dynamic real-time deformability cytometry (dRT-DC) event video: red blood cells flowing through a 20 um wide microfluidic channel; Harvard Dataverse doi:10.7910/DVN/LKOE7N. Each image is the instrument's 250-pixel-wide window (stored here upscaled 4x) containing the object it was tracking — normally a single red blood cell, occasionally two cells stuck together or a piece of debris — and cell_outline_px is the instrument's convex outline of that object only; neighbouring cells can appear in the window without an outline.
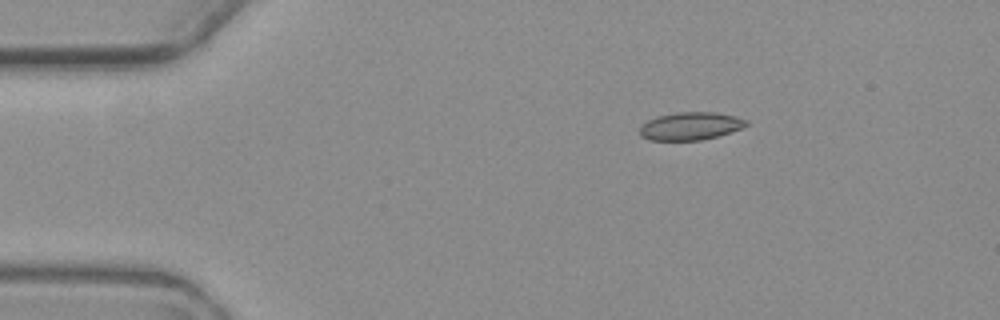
{"species": "common noctule bat (a hibernating species)", "species_latin": "Nyctalus noctula", "temperature_condition": "warm", "stored_images_in_passage": 3, "camera_frame_rate_fps": 3000, "um_per_image_px": 0.085, "animal": {"sex": "female", "body_mass_g": 19.3, "forearm_length_mm": 54.1}, "frame": {"image": 1, "passage_image": 1, "time_ms": 0.0, "image_size_px": [1000, 320], "cell_outline_px": [[748, 124], [740, 128], [716, 136], [700, 140], [648, 140], [640, 136], [640, 128], [648, 120], [656, 116], [676, 112], [716, 112], [736, 116], [748, 120]], "centroid_in_image_um": [58.67, 10.7], "position_along_channel_um": 26.3, "area_um2": 17.17}}